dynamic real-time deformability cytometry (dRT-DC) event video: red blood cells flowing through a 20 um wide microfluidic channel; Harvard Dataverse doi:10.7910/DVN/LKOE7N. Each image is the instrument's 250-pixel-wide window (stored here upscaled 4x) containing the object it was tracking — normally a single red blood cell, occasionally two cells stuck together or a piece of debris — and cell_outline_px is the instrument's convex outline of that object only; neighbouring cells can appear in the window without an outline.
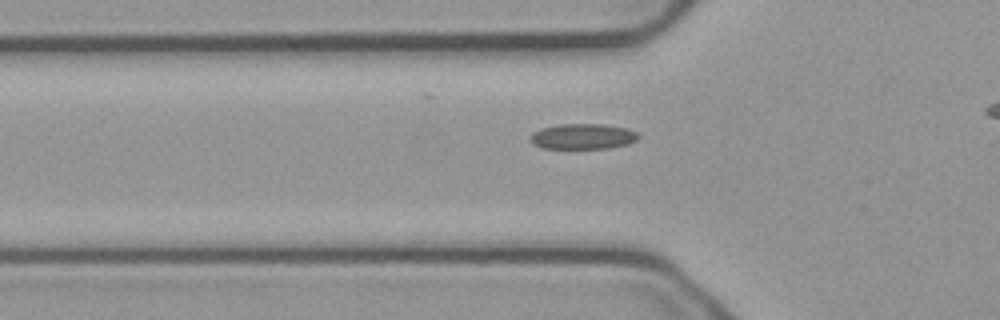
{"species": "common noctule bat (a hibernating species)", "species_latin": "Nyctalus noctula", "temperature_condition": "cold", "stored_images_in_passage": 34, "camera_frame_rate_fps": 3000, "um_per_image_px": 0.085, "animal": {"sex": "male", "body_mass_g": 23.1, "forearm_length_mm": 52.7}, "frame": {"image": 1, "passage_image": 5, "time_ms": 1.333, "image_size_px": [1000, 320], "cell_outline_px": [[640, 136], [636, 140], [628, 144], [608, 148], [540, 148], [532, 140], [532, 132], [540, 128], [560, 124], [604, 124], [628, 128], [636, 132]], "centroid_in_image_um": [49.58, 11.58], "position_along_channel_um": 76.2, "area_um2": 15.95}}
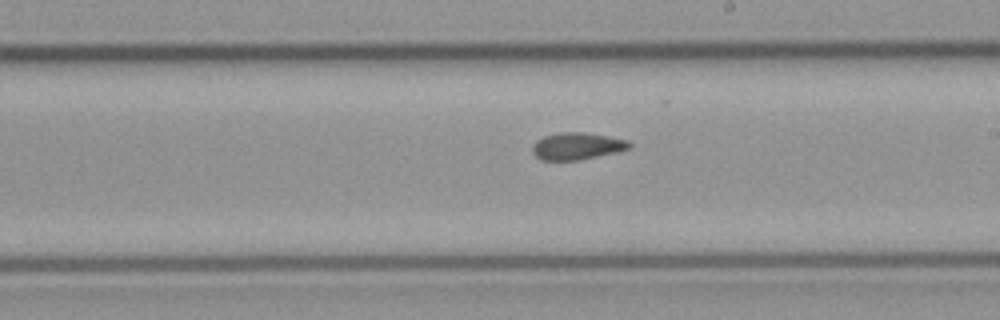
{"frame": {"image": 2, "passage_image": 18, "time_ms": 5.667, "image_size_px": [1000, 320], "cell_outline_px": [[632, 148], [620, 152], [580, 160], [540, 160], [532, 152], [532, 144], [536, 140], [544, 136], [560, 132], [584, 132], [608, 136], [628, 140], [632, 144]], "centroid_in_image_um": [49.08, 12.42], "position_along_channel_um": 239.9, "area_um2": 15.61}}
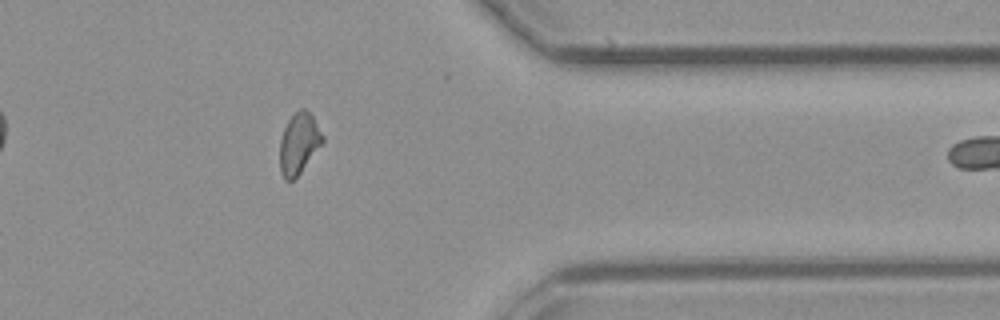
{"frame": {"image": 3, "passage_image": 31, "time_ms": 10.0, "image_size_px": [1000, 320], "cell_outline_px": [[324, 140], [300, 172], [292, 180], [284, 180], [280, 172], [280, 140], [284, 128], [288, 120], [300, 108], [304, 108], [312, 116], [324, 136]], "centroid_in_image_um": [25.38, 12.19], "position_along_channel_um": 386.0, "area_um2": 14.85}}